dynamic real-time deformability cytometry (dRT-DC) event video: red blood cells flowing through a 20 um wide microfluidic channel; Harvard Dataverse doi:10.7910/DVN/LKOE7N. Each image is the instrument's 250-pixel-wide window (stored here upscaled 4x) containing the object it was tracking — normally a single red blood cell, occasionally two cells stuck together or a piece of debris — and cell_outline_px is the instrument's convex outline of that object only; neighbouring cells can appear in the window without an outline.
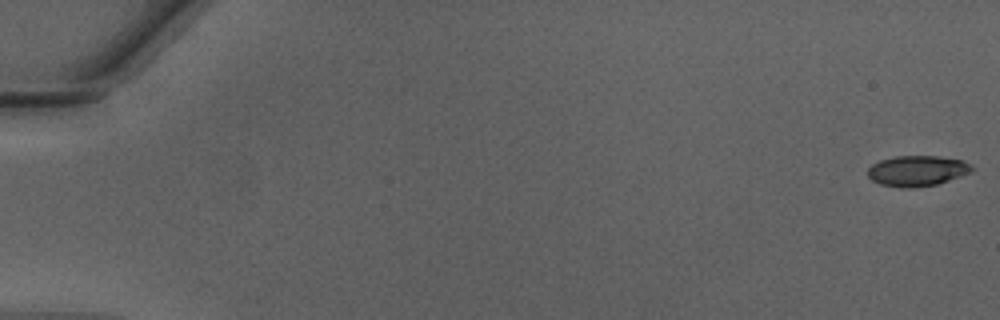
{"species": "Egyptian fruit bat (a non-hibernating species)", "species_latin": "Rousettus aegyptiacus", "temperature_condition": "warm", "stored_images_in_passage": 49, "camera_frame_rate_fps": 3000, "um_per_image_px": 0.085, "animal": {"sex": "male"}, "frame": {"image": 1, "passage_image": 1, "time_ms": 0.0, "image_size_px": [1000, 320], "cell_outline_px": [[972, 172], [936, 184], [912, 188], [900, 188], [880, 184], [872, 180], [868, 176], [868, 168], [872, 164], [880, 160], [896, 156], [940, 156], [960, 160], [972, 164]], "centroid_in_image_um": [77.94, 14.52], "position_along_channel_um": 7.1, "area_um2": 18.5}}
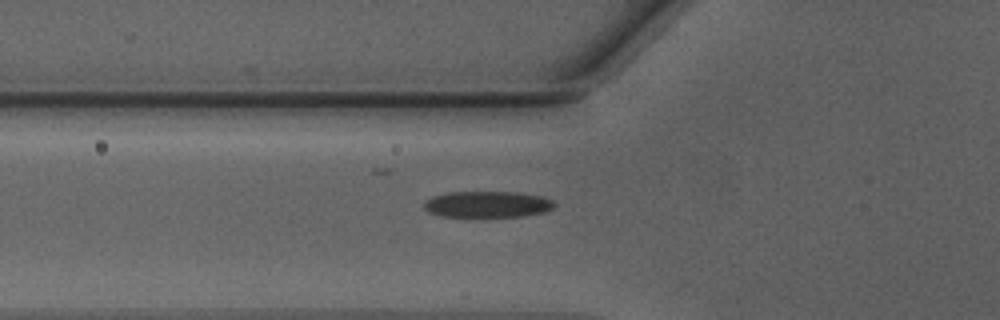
{"frame": {"image": 2, "passage_image": 19, "time_ms": 6.0, "image_size_px": [1000, 320], "cell_outline_px": [[556, 204], [552, 208], [544, 212], [524, 216], [440, 216], [428, 212], [424, 208], [424, 200], [432, 196], [448, 192], [516, 192], [544, 196], [552, 200]], "centroid_in_image_um": [41.42, 17.35], "position_along_channel_um": 84.4, "area_um2": 20.0}}
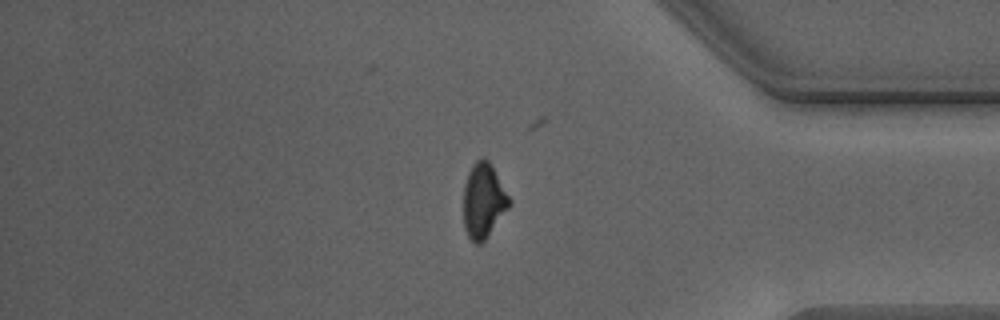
{"frame": {"image": 3, "passage_image": 42, "time_ms": 13.667, "image_size_px": [1000, 320], "cell_outline_px": [[512, 200], [508, 208], [484, 240], [480, 244], [476, 244], [468, 236], [464, 228], [464, 184], [468, 172], [472, 164], [476, 160], [488, 160]], "centroid_in_image_um": [41.08, 17.06], "position_along_channel_um": 394.1, "area_um2": 19.59}}